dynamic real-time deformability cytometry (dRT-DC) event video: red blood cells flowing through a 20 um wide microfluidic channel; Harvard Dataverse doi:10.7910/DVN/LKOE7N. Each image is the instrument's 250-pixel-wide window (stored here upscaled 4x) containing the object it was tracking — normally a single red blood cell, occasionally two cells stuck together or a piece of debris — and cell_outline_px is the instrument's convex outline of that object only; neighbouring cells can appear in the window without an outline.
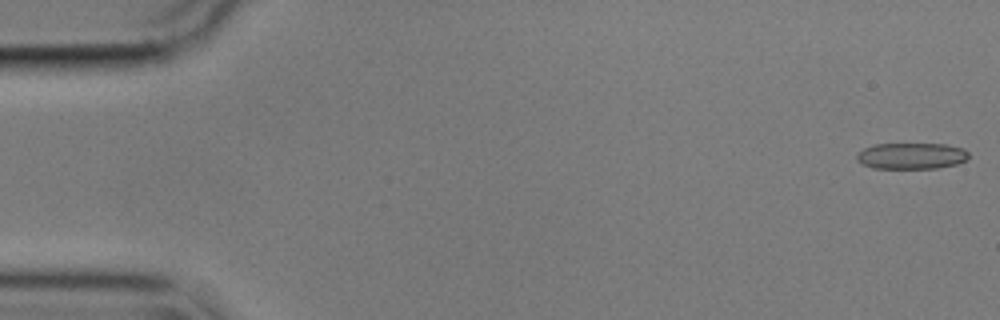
{"species": "common noctule bat (a hibernating species)", "species_latin": "Nyctalus noctula", "temperature_condition": "cold", "stored_images_in_passage": 55, "camera_frame_rate_fps": 3000, "um_per_image_px": 0.085, "animal": {"sex": "male", "body_mass_g": 17.9}, "frame": {"image": 1, "passage_image": 1, "time_ms": 0.0, "image_size_px": [1000, 320], "cell_outline_px": [[968, 160], [956, 164], [936, 168], [872, 168], [856, 160], [856, 156], [864, 148], [876, 144], [944, 144], [964, 148], [968, 152]], "centroid_in_image_um": [77.5, 13.25], "position_along_channel_um": 7.5, "area_um2": 17.05}}
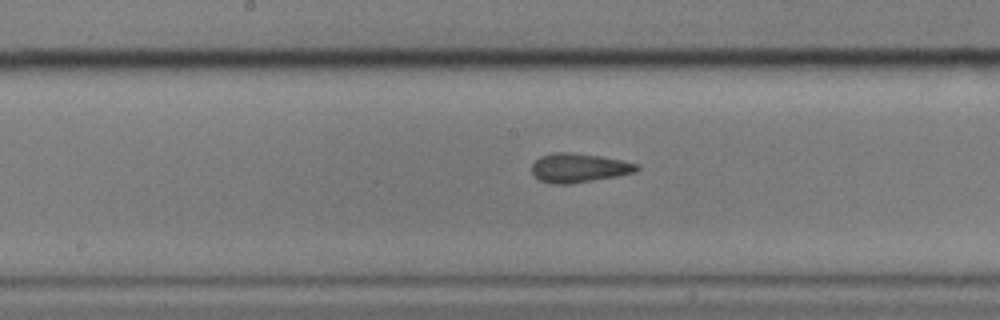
{"frame": {"image": 2, "passage_image": 28, "time_ms": 9.0, "image_size_px": [1000, 320], "cell_outline_px": [[640, 168], [636, 172], [616, 176], [568, 184], [552, 184], [540, 180], [532, 172], [532, 164], [540, 156], [552, 152], [572, 152], [600, 156], [640, 164]], "centroid_in_image_um": [49.21, 14.26], "position_along_channel_um": 199.0, "area_um2": 17.74}}
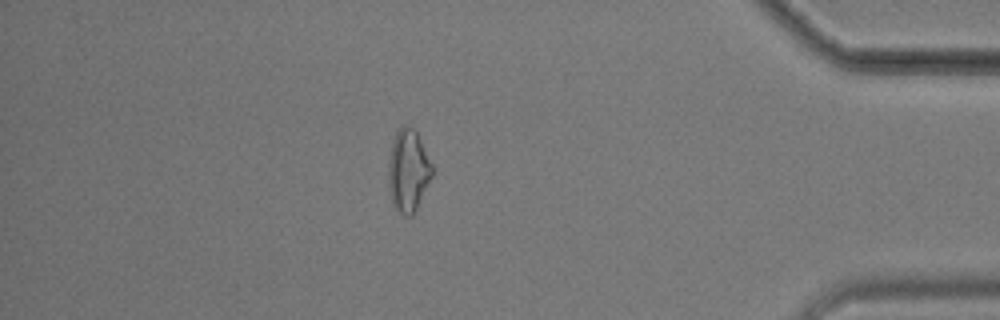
{"frame": {"image": 3, "passage_image": 48, "time_ms": 15.667, "image_size_px": [1000, 320], "cell_outline_px": [[436, 168], [412, 216], [404, 216], [392, 204], [388, 184], [388, 164], [392, 144], [396, 132], [404, 124], [408, 124], [416, 132]], "centroid_in_image_um": [34.71, 14.49], "position_along_channel_um": 400.5, "area_um2": 21.1}, "authors_computed_cell_mechanics": {"area_um2": 17.7446, "velocity_mm_per_s": 3.5975, "shape_relaxation_time_tau1_ms": null, "shape_relaxation_time_tau2_ms": 2.3437, "deformation_change_tau1": null, "deformation_change_tau2": 0.0895}}